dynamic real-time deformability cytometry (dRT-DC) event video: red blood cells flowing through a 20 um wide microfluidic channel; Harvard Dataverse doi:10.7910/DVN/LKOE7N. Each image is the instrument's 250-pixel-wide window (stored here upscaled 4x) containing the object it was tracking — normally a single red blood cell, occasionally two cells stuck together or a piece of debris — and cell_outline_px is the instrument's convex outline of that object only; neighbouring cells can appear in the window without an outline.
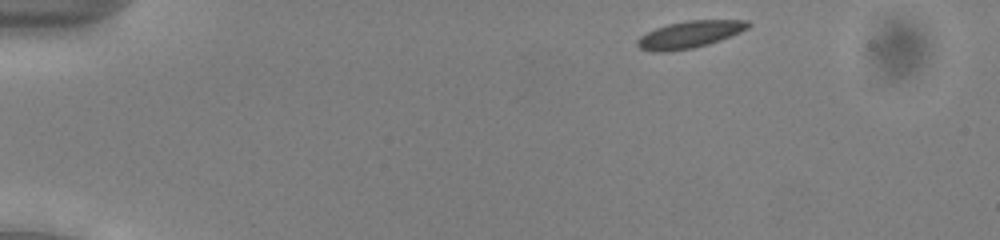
{"species": "common noctule bat (a hibernating species)", "species_latin": "Nyctalus noctula", "temperature_condition": "cold", "stored_images_in_passage": 41, "camera_frame_rate_fps": 3000, "um_per_image_px": 0.085, "animal": {"sex": "male", "body_mass_g": 13.0, "forearm_length_mm": 53.1}, "frame": {"image": 1, "passage_image": 1, "time_ms": 0.0, "image_size_px": [1000, 240], "cell_outline_px": [[752, 24], [748, 28], [740, 32], [720, 40], [708, 44], [692, 48], [668, 52], [652, 52], [640, 48], [636, 44], [636, 40], [640, 36], [656, 28], [668, 24], [688, 20], [748, 20]], "centroid_in_image_um": [58.61, 2.93], "position_along_channel_um": 26.4, "area_um2": 17.46}}
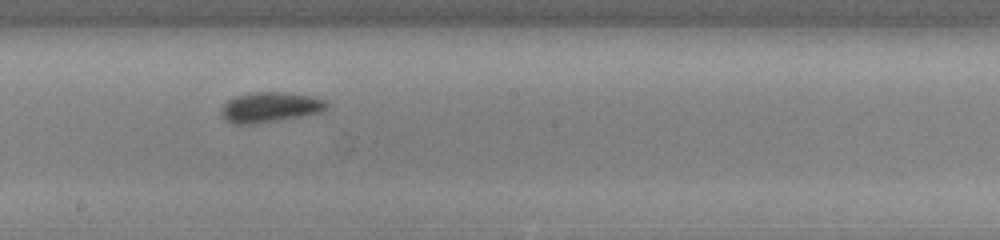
{"frame": {"image": 2, "passage_image": 23, "time_ms": 7.333, "image_size_px": [1000, 240], "cell_outline_px": [[328, 108], [320, 112], [300, 116], [256, 124], [232, 124], [224, 120], [220, 116], [220, 108], [228, 100], [236, 96], [252, 92], [284, 92], [308, 96], [324, 100], [328, 104]], "centroid_in_image_um": [22.88, 9.12], "position_along_channel_um": 225.3, "area_um2": 18.55}}
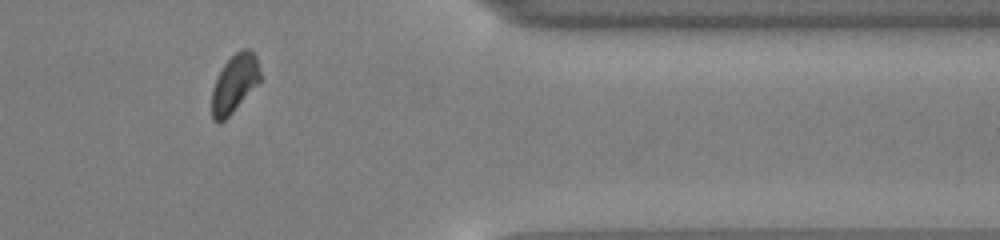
{"frame": {"image": 3, "passage_image": 37, "time_ms": 12.0, "image_size_px": [1000, 240], "cell_outline_px": [[260, 80], [232, 112], [224, 120], [216, 124], [212, 120], [212, 88], [224, 64], [240, 48], [248, 48], [256, 56], [260, 72]], "centroid_in_image_um": [19.91, 7.09], "position_along_channel_um": 391.5, "area_um2": 16.01}, "authors_computed_cell_mechanics": {"area_um2": 17.34, "velocity_mm_per_s": 3.9034, "shape_relaxation_time_tau1_ms": 2.0351, "shape_relaxation_time_tau2_ms": 9.8568, "deformation_change_tau1": 0.0856, "deformation_change_tau2": 0.1408}}